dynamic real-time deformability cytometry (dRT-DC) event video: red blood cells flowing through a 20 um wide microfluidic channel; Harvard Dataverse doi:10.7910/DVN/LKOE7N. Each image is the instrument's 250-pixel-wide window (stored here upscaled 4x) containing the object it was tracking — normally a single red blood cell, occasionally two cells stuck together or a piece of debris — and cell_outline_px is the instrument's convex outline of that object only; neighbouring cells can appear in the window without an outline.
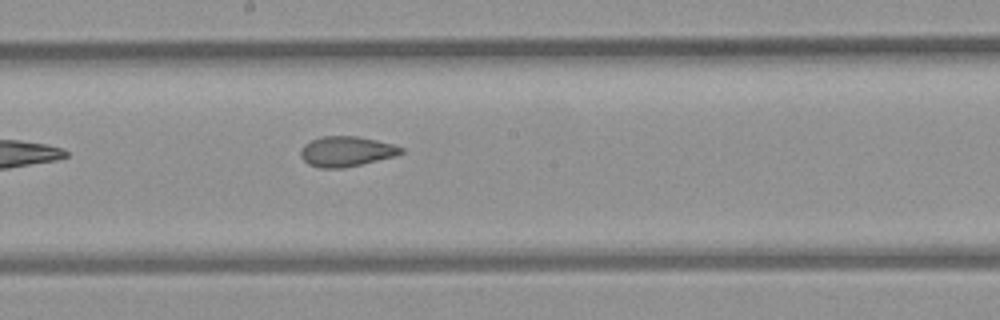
{"species": "common noctule bat (a hibernating species)", "species_latin": "Nyctalus noctula", "temperature_condition": "room temperature", "stored_images_in_passage": 7, "camera_frame_rate_fps": 3000, "um_per_image_px": 0.085, "animal": {"sex": "female", "body_mass_g": 21.9}, "frame": {"image": 1, "passage_image": 7, "time_ms": 7.667, "image_size_px": [1000, 320], "cell_outline_px": [[404, 152], [392, 156], [344, 168], [320, 168], [308, 164], [300, 156], [300, 152], [304, 144], [320, 136], [356, 136], [376, 140], [392, 144], [404, 148]], "centroid_in_image_um": [29.4, 12.86], "position_along_channel_um": 218.8, "area_um2": 17.46}}